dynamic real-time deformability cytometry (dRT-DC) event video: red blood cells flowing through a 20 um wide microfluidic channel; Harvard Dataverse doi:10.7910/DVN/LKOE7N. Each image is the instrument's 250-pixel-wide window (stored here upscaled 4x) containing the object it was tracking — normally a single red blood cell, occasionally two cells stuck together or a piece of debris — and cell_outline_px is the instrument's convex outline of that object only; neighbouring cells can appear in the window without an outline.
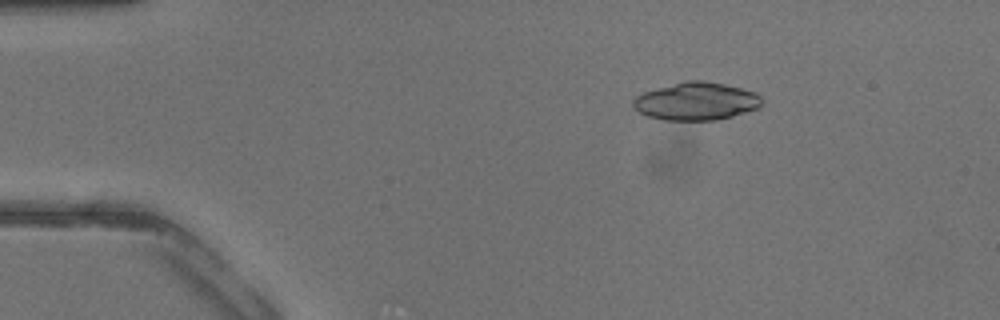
{"species": "common noctule bat (a hibernating species)", "species_latin": "Nyctalus noctula", "temperature_condition": "warm", "stored_images_in_passage": 42, "camera_frame_rate_fps": 3000, "um_per_image_px": 0.085, "animal": {"sex": "male", "body_mass_g": 13.3}, "frame": {"image": 1, "passage_image": 7, "time_ms": 2.0, "image_size_px": [1000, 320], "cell_outline_px": [[764, 100], [760, 108], [732, 116], [716, 120], [664, 120], [648, 116], [632, 108], [632, 100], [636, 96], [644, 92], [684, 80], [704, 80], [724, 84], [756, 92]], "centroid_in_image_um": [59.19, 8.61], "position_along_channel_um": 25.8, "area_um2": 28.55}}
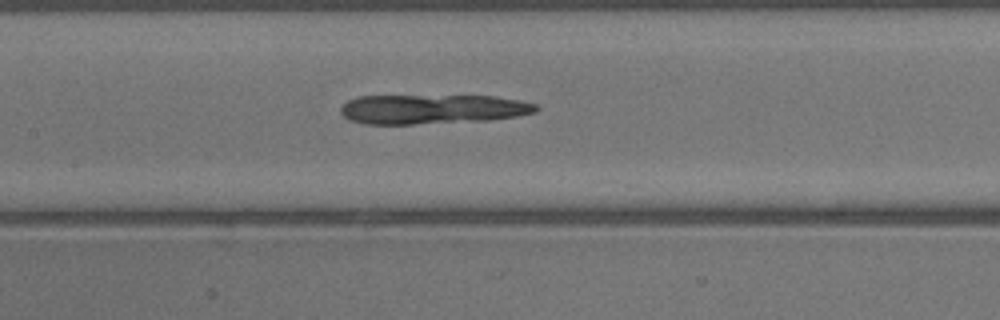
{"frame": {"image": 2, "passage_image": 20, "time_ms": 6.333, "image_size_px": [1000, 320], "cell_outline_px": [[540, 108], [536, 112], [516, 116], [488, 120], [412, 124], [364, 124], [348, 120], [340, 112], [340, 108], [348, 100], [360, 96], [496, 96], [536, 104]], "centroid_in_image_um": [36.73, 9.28], "position_along_channel_um": 170.7, "area_um2": 33.52}}
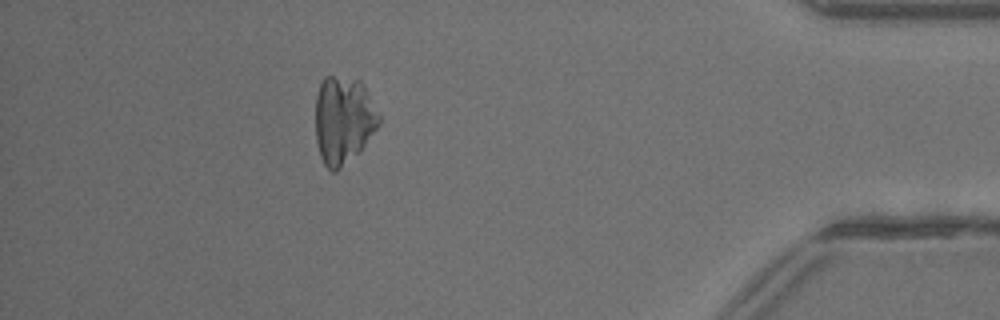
{"frame": {"image": 3, "passage_image": 37, "time_ms": 12.0, "image_size_px": [1000, 320], "cell_outline_px": [[380, 124], [364, 144], [336, 172], [332, 172], [324, 164], [320, 156], [316, 140], [316, 96], [320, 84], [324, 76], [332, 76], [360, 80], [364, 84], [380, 116]], "centroid_in_image_um": [29.18, 10.16], "position_along_channel_um": 406.0, "area_um2": 32.02}}